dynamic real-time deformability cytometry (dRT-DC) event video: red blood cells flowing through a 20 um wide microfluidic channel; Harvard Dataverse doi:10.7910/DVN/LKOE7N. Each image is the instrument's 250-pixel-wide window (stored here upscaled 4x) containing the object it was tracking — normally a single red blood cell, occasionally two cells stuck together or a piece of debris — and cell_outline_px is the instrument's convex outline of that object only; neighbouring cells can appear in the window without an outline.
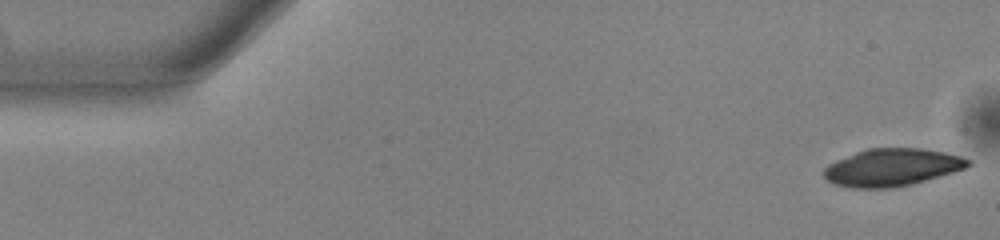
{"species": "common noctule bat (a hibernating species)", "species_latin": "Nyctalus noctula", "temperature_condition": "warm", "stored_images_in_passage": 51, "camera_frame_rate_fps": 3000, "um_per_image_px": 0.085, "animal": {"sex": "male", "body_mass_g": 13.0, "forearm_length_mm": 53.1}, "frame": {"image": 1, "passage_image": 1, "time_ms": 0.0, "image_size_px": [1000, 240], "cell_outline_px": [[972, 164], [964, 168], [952, 172], [912, 184], [888, 188], [852, 188], [832, 184], [824, 176], [824, 168], [828, 164], [836, 160], [856, 152], [868, 148], [920, 148], [944, 152], [960, 156], [968, 160]], "centroid_in_image_um": [75.77, 14.23], "position_along_channel_um": 9.2, "area_um2": 31.27}}